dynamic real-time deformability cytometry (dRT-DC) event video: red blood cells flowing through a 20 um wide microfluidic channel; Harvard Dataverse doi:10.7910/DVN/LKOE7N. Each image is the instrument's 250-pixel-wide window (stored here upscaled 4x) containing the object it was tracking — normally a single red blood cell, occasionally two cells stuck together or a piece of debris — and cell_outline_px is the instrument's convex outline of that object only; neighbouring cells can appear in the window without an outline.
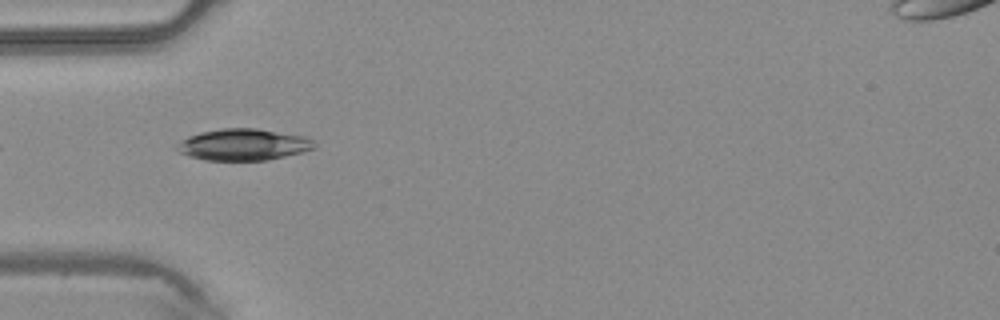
{"species": "common noctule bat (a hibernating species)", "species_latin": "Nyctalus noctula", "temperature_condition": "warm", "stored_images_in_passage": 2, "camera_frame_rate_fps": 3000, "um_per_image_px": 0.085, "animal": {"sex": "male", "body_mass_g": 20.4}, "frame": {"image": 1, "passage_image": 2, "time_ms": 0.333, "image_size_px": [1000, 320], "cell_outline_px": [[316, 148], [268, 160], [204, 160], [188, 156], [180, 152], [176, 148], [188, 136], [200, 132], [220, 128], [256, 128], [304, 136], [312, 140], [316, 144]], "centroid_in_image_um": [20.7, 12.29], "position_along_channel_um": 64.3, "area_um2": 25.03}}